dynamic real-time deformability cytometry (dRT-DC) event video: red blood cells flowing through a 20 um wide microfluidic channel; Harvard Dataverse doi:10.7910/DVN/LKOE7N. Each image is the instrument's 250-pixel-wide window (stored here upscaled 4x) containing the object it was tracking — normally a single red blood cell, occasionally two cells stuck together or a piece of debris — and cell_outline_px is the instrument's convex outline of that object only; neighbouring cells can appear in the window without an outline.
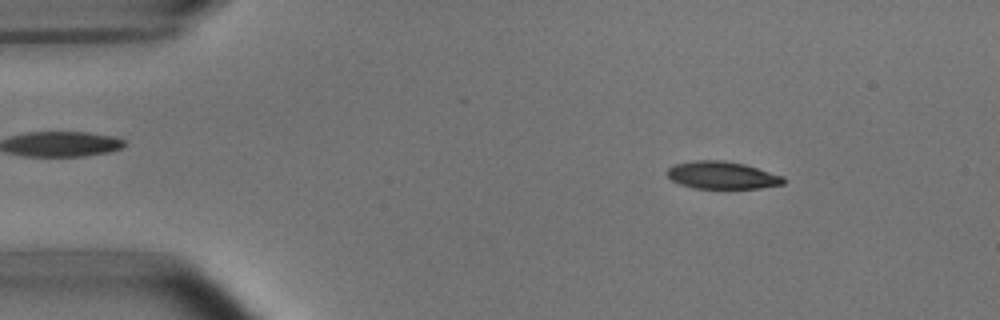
{"species": "common noctule bat (a hibernating species)", "species_latin": "Nyctalus noctula", "temperature_condition": "room temperature", "stored_images_in_passage": 34, "camera_frame_rate_fps": 3000, "um_per_image_px": 0.085, "animal": {"sex": "male", "body_mass_g": 15.6}, "frame": {"image": 1, "passage_image": 7, "time_ms": 2.0, "image_size_px": [1000, 320], "cell_outline_px": [[784, 184], [760, 188], [696, 188], [680, 184], [672, 180], [664, 172], [668, 168], [676, 164], [692, 160], [724, 160], [744, 164], [784, 176]], "centroid_in_image_um": [61.36, 14.88], "position_along_channel_um": 23.6, "area_um2": 18.61}}
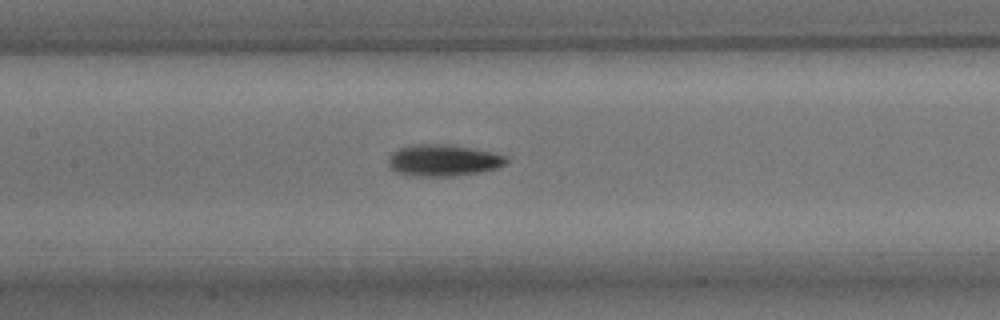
{"frame": {"image": 2, "passage_image": 24, "time_ms": 7.667, "image_size_px": [1000, 320], "cell_outline_px": [[508, 160], [504, 164], [496, 168], [480, 172], [452, 176], [416, 176], [396, 172], [388, 164], [388, 156], [392, 152], [400, 148], [412, 144], [448, 144], [492, 152], [508, 156]], "centroid_in_image_um": [37.66, 13.62], "position_along_channel_um": 169.7, "area_um2": 21.68}}
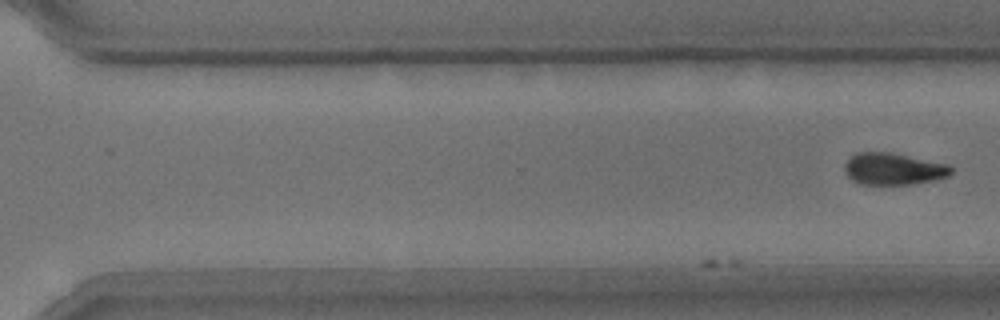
{"frame": {"image": 3, "passage_image": 34, "time_ms": 11.0, "image_size_px": [1000, 320], "cell_outline_px": [[952, 172], [948, 176], [932, 180], [912, 184], [860, 184], [852, 180], [844, 172], [844, 164], [856, 152], [888, 152], [948, 164], [952, 168]], "centroid_in_image_um": [75.91, 14.36], "position_along_channel_um": 294.7, "area_um2": 19.59}}